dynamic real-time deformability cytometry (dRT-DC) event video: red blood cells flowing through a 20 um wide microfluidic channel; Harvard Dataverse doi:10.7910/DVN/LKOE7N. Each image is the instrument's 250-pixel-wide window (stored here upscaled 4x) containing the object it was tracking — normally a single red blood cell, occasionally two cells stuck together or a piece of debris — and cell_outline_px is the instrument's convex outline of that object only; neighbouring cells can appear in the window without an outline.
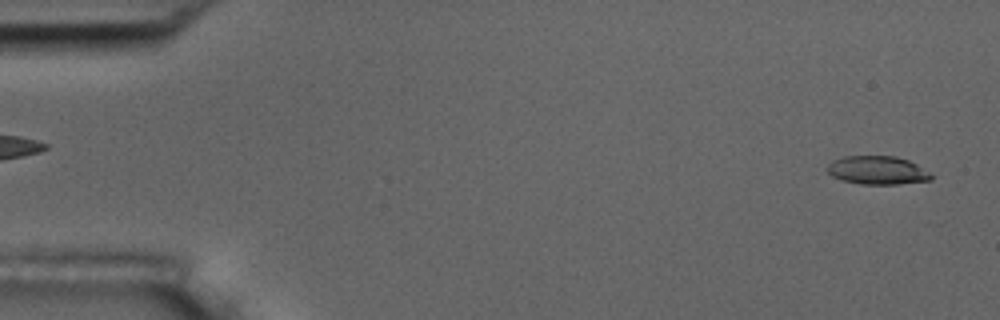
{"species": "common noctule bat (a hibernating species)", "species_latin": "Nyctalus noctula", "temperature_condition": "room temperature", "stored_images_in_passage": 13, "camera_frame_rate_fps": 3000, "um_per_image_px": 0.085, "animal": {"sex": "male", "body_mass_g": 17.5, "forearm_length_mm": 52.3}, "frame": {"image": 1, "passage_image": 1, "time_ms": 0.0, "image_size_px": [1000, 320], "cell_outline_px": [[932, 180], [896, 184], [860, 184], [844, 180], [832, 176], [828, 172], [828, 164], [832, 160], [844, 156], [896, 156], [908, 160], [916, 164], [928, 172], [932, 176]], "centroid_in_image_um": [74.57, 14.46], "position_along_channel_um": 10.4, "area_um2": 17.05}}